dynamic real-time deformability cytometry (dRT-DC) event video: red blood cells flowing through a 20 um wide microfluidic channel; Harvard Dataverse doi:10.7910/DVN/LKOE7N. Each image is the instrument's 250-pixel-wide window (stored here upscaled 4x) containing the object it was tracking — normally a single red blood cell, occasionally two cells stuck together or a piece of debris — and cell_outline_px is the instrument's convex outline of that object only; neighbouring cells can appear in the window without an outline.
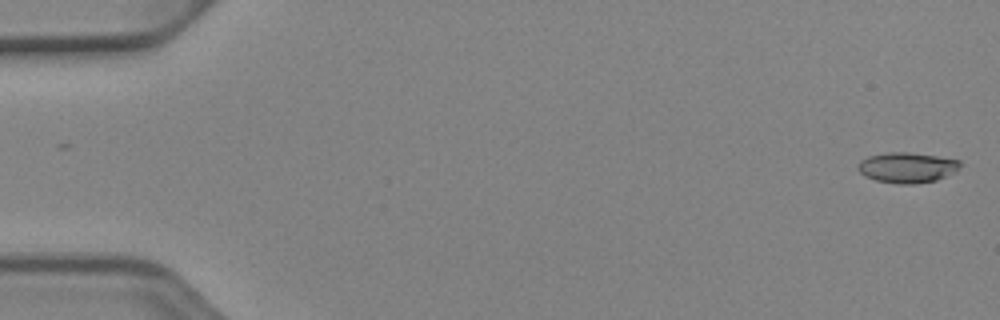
{"species": "Egyptian fruit bat (a non-hibernating species)", "species_latin": "Rousettus aegyptiacus", "temperature_condition": "cold", "stored_images_in_passage": 11, "camera_frame_rate_fps": 3000, "um_per_image_px": 0.085, "animal": {"sex": "female"}, "frame": {"image": 1, "passage_image": 1, "time_ms": 0.0, "image_size_px": [1000, 320], "cell_outline_px": [[960, 164], [952, 172], [936, 180], [916, 184], [900, 184], [876, 180], [864, 176], [856, 168], [860, 160], [868, 156], [888, 152], [908, 152], [936, 156], [960, 160]], "centroid_in_image_um": [77.03, 14.24], "position_along_channel_um": 8.0, "area_um2": 17.92}}